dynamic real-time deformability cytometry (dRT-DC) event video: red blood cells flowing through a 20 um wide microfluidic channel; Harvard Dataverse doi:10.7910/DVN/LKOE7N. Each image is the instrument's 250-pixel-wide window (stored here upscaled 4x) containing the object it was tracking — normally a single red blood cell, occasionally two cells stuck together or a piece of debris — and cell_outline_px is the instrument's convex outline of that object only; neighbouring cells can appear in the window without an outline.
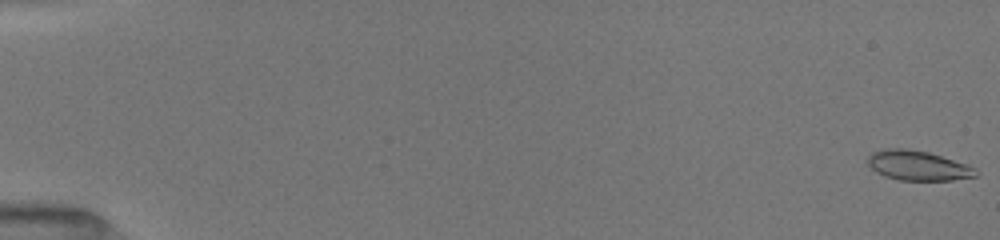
{"species": "common noctule bat (a hibernating species)", "species_latin": "Nyctalus noctula", "temperature_condition": "room temperature", "stored_images_in_passage": 42, "camera_frame_rate_fps": 3000, "um_per_image_px": 0.085, "animal": {"sex": "female", "body_mass_g": 19.5, "forearm_length_mm": 54.1}, "frame": {"image": 1, "passage_image": 1, "time_ms": 0.0, "image_size_px": [1000, 240], "cell_outline_px": [[980, 172], [976, 176], [952, 180], [900, 180], [884, 176], [876, 172], [868, 164], [868, 156], [872, 152], [884, 148], [904, 148], [928, 152], [968, 164], [976, 168]], "centroid_in_image_um": [78.04, 14.07], "position_along_channel_um": 7.0, "area_um2": 18.84}}
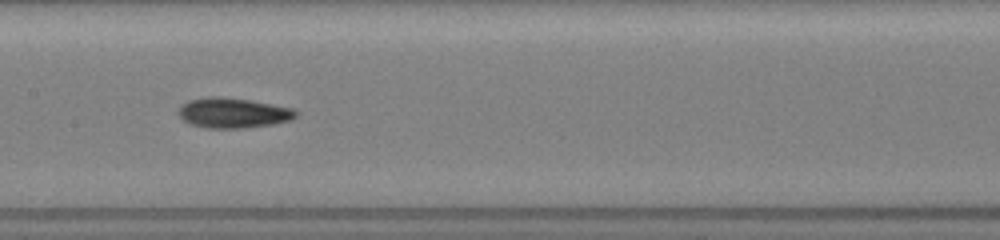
{"frame": {"image": 2, "passage_image": 23, "time_ms": 9.0, "image_size_px": [1000, 240], "cell_outline_px": [[296, 116], [292, 120], [272, 124], [244, 128], [208, 128], [188, 124], [176, 112], [180, 104], [188, 100], [208, 96], [220, 96], [248, 100], [292, 108], [296, 112]], "centroid_in_image_um": [19.74, 9.59], "position_along_channel_um": 187.7, "area_um2": 20.69}}
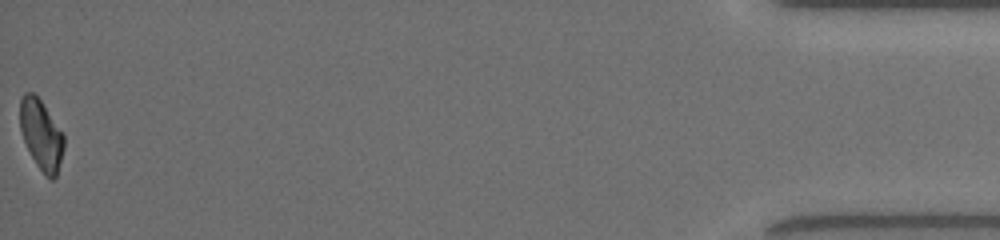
{"frame": {"image": 3, "passage_image": 42, "time_ms": 17.333, "image_size_px": [1000, 240], "cell_outline_px": [[64, 148], [56, 176], [52, 180], [36, 164], [24, 140], [20, 128], [20, 100], [24, 92], [32, 92], [40, 100], [64, 132]], "centroid_in_image_um": [3.52, 11.41], "position_along_channel_um": 431.7, "area_um2": 17.69}, "authors_computed_cell_mechanics": {"area_um2": 19.1318, "velocity_mm_per_s": 3.9906, "shape_relaxation_time_tau1_ms": 8.993, "shape_relaxation_time_tau2_ms": 6.9327, "deformation_change_tau1": 0.1828, "deformation_change_tau2": 0.1352}}